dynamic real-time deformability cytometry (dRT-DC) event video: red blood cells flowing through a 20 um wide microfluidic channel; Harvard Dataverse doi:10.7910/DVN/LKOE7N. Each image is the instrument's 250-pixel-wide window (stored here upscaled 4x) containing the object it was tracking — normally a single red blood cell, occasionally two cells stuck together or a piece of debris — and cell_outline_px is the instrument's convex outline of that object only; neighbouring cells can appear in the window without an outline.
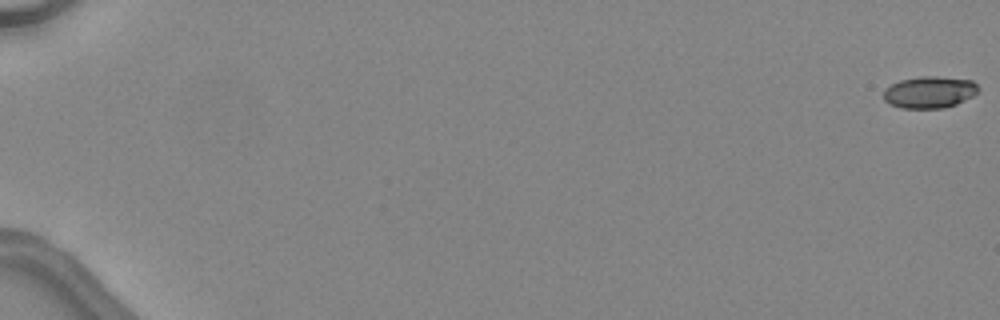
{"species": "common noctule bat (a hibernating species)", "species_latin": "Nyctalus noctula", "temperature_condition": "warm", "stored_images_in_passage": 49, "camera_frame_rate_fps": 3000, "um_per_image_px": 0.085, "animal": {"sex": "female", "body_mass_g": 24.6, "forearm_length_mm": 56.2}, "frame": {"image": 1, "passage_image": 1, "time_ms": 0.0, "image_size_px": [1000, 320], "cell_outline_px": [[980, 88], [972, 96], [956, 104], [944, 108], [900, 108], [888, 104], [884, 100], [884, 88], [900, 80], [920, 76], [936, 76], [972, 80]], "centroid_in_image_um": [78.98, 7.83], "position_along_channel_um": 6.0, "area_um2": 17.63}}
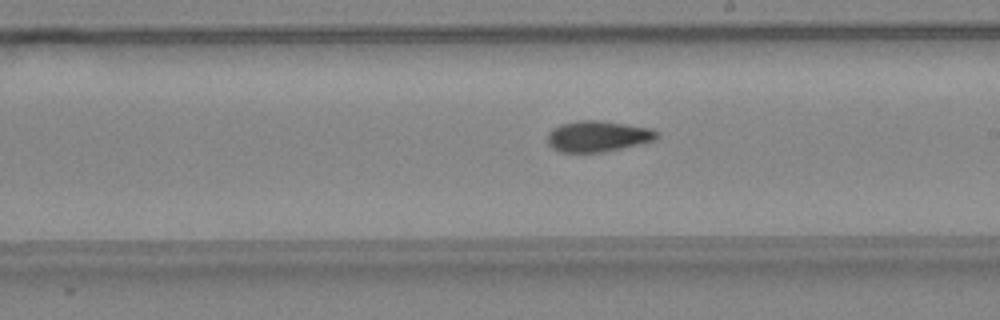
{"frame": {"image": 2, "passage_image": 31, "time_ms": 10.0, "image_size_px": [1000, 320], "cell_outline_px": [[660, 136], [656, 140], [604, 152], [560, 152], [552, 148], [548, 144], [548, 132], [552, 128], [560, 124], [580, 120], [600, 120], [652, 128]], "centroid_in_image_um": [50.81, 11.58], "position_along_channel_um": 238.2, "area_um2": 19.83}}
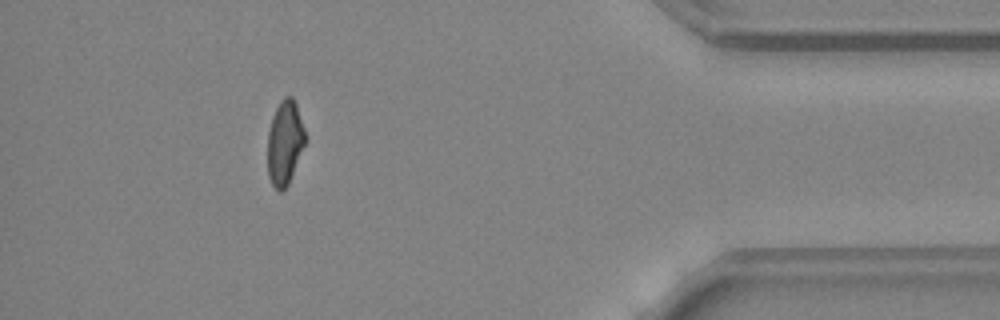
{"frame": {"image": 3, "passage_image": 45, "time_ms": 14.667, "image_size_px": [1000, 320], "cell_outline_px": [[304, 144], [288, 184], [280, 192], [272, 184], [268, 176], [268, 132], [272, 116], [280, 100], [284, 96], [292, 96], [296, 104], [304, 128]], "centroid_in_image_um": [24.18, 12.09], "position_along_channel_um": 411.0, "area_um2": 18.09}, "authors_computed_cell_mechanics": {"area_um2": 19.074, "velocity_mm_per_s": 4.5626, "shape_relaxation_time_tau1_ms": null, "shape_relaxation_time_tau2_ms": 4.0241, "deformation_change_tau1": null, "deformation_change_tau2": 0.1116}}